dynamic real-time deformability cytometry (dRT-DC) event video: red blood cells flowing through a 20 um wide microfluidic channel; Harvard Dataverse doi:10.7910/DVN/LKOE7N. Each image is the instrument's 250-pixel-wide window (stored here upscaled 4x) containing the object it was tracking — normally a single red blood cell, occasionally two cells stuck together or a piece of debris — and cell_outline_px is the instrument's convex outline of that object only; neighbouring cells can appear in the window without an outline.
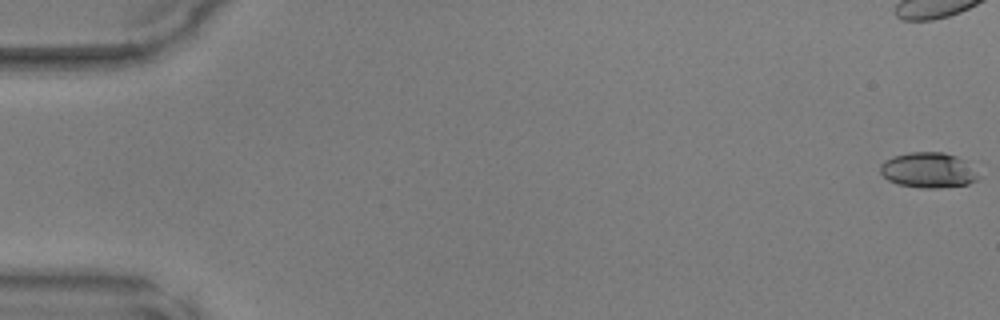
{"species": "common noctule bat (a hibernating species)", "species_latin": "Nyctalus noctula", "temperature_condition": "warm", "stored_images_in_passage": 50, "camera_frame_rate_fps": 3000, "um_per_image_px": 0.085, "animal": {"sex": "male", "body_mass_g": 17.9, "forearm_length_mm": 54.2}, "frame": {"image": 1, "passage_image": 1, "time_ms": 0.0, "image_size_px": [1000, 320], "cell_outline_px": [[980, 176], [976, 180], [968, 184], [940, 188], [920, 188], [896, 184], [888, 180], [880, 172], [880, 164], [884, 160], [892, 156], [908, 152], [944, 152], [956, 156], [964, 160]], "centroid_in_image_um": [78.87, 14.46], "position_along_channel_um": 6.1, "area_um2": 20.35}}